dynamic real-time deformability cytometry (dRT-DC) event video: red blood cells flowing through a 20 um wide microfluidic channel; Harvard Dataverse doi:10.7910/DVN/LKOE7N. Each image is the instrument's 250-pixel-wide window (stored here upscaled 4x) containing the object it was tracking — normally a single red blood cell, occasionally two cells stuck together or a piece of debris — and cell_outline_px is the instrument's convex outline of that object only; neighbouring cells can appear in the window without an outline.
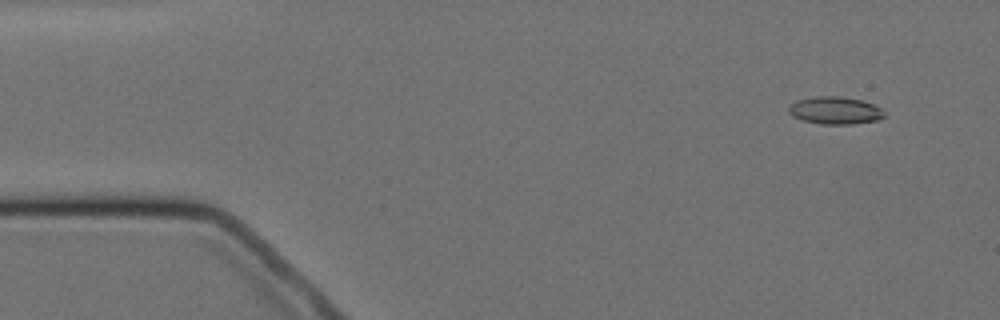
{"species": "Egyptian fruit bat (a non-hibernating species)", "species_latin": "Rousettus aegyptiacus", "temperature_condition": "cold", "stored_images_in_passage": 14, "camera_frame_rate_fps": 3000, "um_per_image_px": 0.085, "animal": {"sex": "female"}, "frame": {"image": 1, "passage_image": 1, "time_ms": 0.0, "image_size_px": [1000, 320], "cell_outline_px": [[884, 116], [880, 120], [852, 124], [820, 124], [804, 120], [792, 116], [788, 112], [788, 108], [796, 100], [812, 96], [840, 96], [864, 100], [880, 108], [884, 112]], "centroid_in_image_um": [70.98, 9.38], "position_along_channel_um": 14.0, "area_um2": 15.43}}
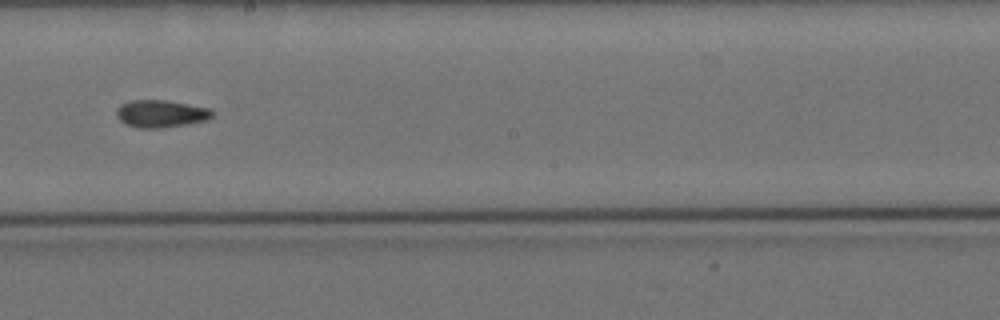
{"frame": {"image": 2, "passage_image": 8, "time_ms": 9.0, "image_size_px": [1000, 320], "cell_outline_px": [[212, 116], [208, 120], [160, 128], [140, 128], [124, 124], [116, 116], [116, 108], [120, 104], [128, 100], [164, 100], [212, 108]], "centroid_in_image_um": [13.64, 9.65], "position_along_channel_um": 234.6, "area_um2": 15.37}}
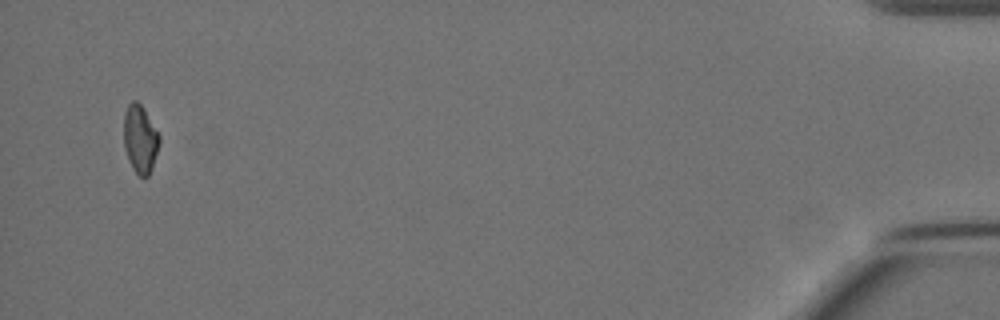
{"frame": {"image": 3, "passage_image": 14, "time_ms": 17.0, "image_size_px": [1000, 320], "cell_outline_px": [[160, 140], [152, 168], [148, 176], [140, 176], [132, 168], [128, 160], [124, 148], [124, 112], [128, 104], [132, 100], [136, 100], [144, 108], [160, 136]], "centroid_in_image_um": [11.9, 11.79], "position_along_channel_um": 423.3, "area_um2": 14.1}}